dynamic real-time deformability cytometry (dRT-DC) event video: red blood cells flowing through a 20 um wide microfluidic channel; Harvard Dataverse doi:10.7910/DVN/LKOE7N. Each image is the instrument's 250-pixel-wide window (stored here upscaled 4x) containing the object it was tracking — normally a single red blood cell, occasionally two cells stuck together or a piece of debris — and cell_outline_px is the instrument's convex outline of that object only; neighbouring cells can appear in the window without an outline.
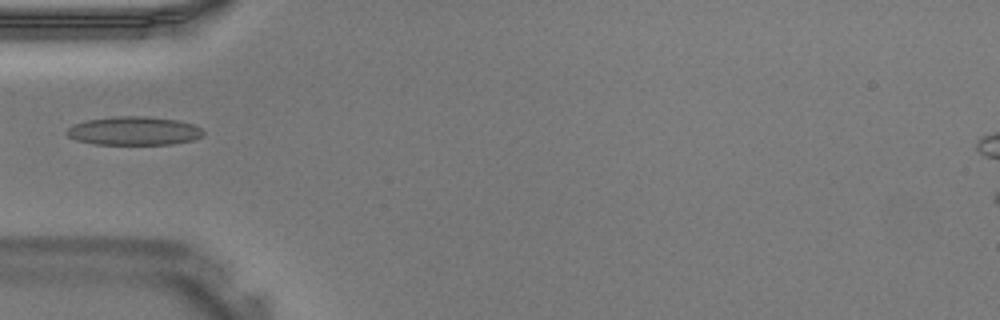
{"species": "Egyptian fruit bat (a non-hibernating species)", "species_latin": "Rousettus aegyptiacus", "temperature_condition": "warm", "stored_images_in_passage": 4, "camera_frame_rate_fps": 3000, "um_per_image_px": 0.085, "animal": {"sex": "male"}, "frame": {"image": 1, "passage_image": 1, "time_ms": 0.0, "image_size_px": [1000, 320], "cell_outline_px": [[204, 136], [192, 140], [172, 144], [92, 144], [76, 140], [68, 136], [64, 132], [72, 124], [88, 120], [112, 116], [144, 116], [176, 120], [196, 124], [204, 132]], "centroid_in_image_um": [11.37, 11.12], "position_along_channel_um": 73.6, "area_um2": 22.89}}